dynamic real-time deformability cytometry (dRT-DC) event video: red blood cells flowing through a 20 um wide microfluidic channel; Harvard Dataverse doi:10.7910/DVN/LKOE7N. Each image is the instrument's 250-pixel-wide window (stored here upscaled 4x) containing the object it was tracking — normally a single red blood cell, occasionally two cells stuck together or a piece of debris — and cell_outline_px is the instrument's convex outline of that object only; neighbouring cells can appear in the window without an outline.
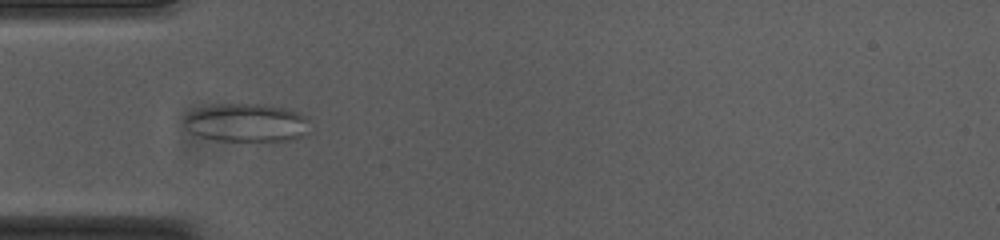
{"species": "common noctule bat (a hibernating species)", "species_latin": "Nyctalus noctula", "temperature_condition": "cold", "stored_images_in_passage": 49, "camera_frame_rate_fps": 3000, "um_per_image_px": 0.085, "animal": {"sex": "female", "body_mass_g": 23.0, "forearm_length_mm": 53.4}, "frame": {"image": 1, "passage_image": 12, "time_ms": 3.667, "image_size_px": [1000, 240], "cell_outline_px": [[308, 132], [304, 136], [292, 140], [216, 140], [200, 136], [192, 132], [184, 124], [184, 116], [204, 108], [228, 104], [268, 104], [284, 108], [296, 112], [304, 116], [308, 120]], "centroid_in_image_um": [21.02, 10.44], "position_along_channel_um": 64.0, "area_um2": 27.4}}
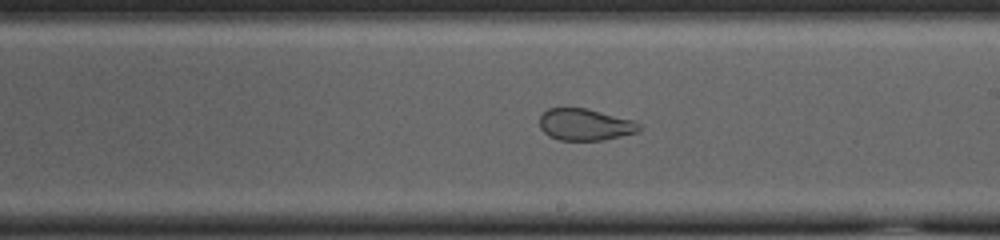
{"frame": {"image": 2, "passage_image": 26, "time_ms": 8.333, "image_size_px": [1000, 240], "cell_outline_px": [[640, 132], [604, 140], [560, 140], [548, 136], [540, 128], [540, 116], [548, 108], [588, 108], [632, 120], [640, 124]], "centroid_in_image_um": [49.74, 10.59], "position_along_channel_um": 239.3, "area_um2": 18.5}}
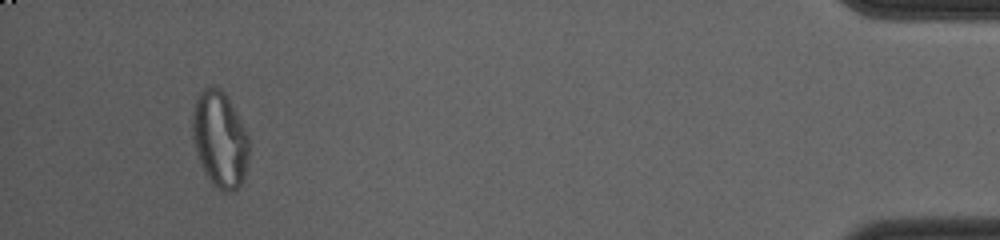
{"frame": {"image": 3, "passage_image": 46, "time_ms": 15.0, "image_size_px": [1000, 240], "cell_outline_px": [[248, 160], [244, 176], [240, 184], [232, 192], [224, 192], [216, 188], [212, 184], [204, 172], [200, 164], [192, 136], [192, 116], [196, 100], [200, 92], [204, 88], [212, 84], [220, 88], [224, 92], [240, 120], [248, 136]], "centroid_in_image_um": [18.67, 11.85], "position_along_channel_um": 416.5, "area_um2": 31.5}, "authors_computed_cell_mechanics": {"area_um2": 27.2238, "velocity_mm_per_s": 3.7532, "shape_relaxation_time_tau1_ms": null, "shape_relaxation_time_tau2_ms": 0.6898, "deformation_change_tau1": null, "deformation_change_tau2": 0.0636}}